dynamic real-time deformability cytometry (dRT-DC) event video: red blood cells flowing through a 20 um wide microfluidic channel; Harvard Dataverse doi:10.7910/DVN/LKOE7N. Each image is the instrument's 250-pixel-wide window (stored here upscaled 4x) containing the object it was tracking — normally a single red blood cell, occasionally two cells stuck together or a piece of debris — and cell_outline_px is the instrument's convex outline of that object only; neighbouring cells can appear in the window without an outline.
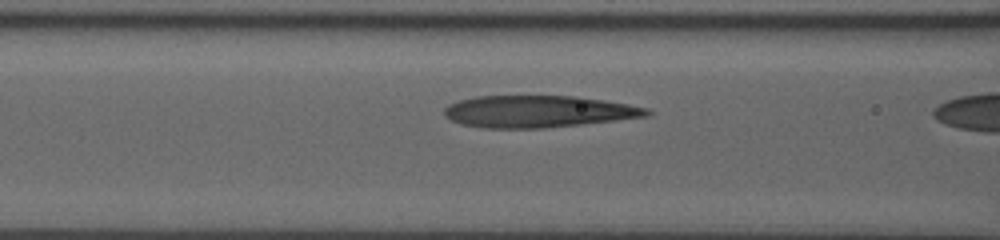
{"species": "human", "species_latin": "Homo sapiens", "temperature_condition": "room temperature", "stored_images_in_passage": 14, "camera_frame_rate_fps": 3000, "um_per_image_px": 0.085, "donor": {"sex": "male"}, "frame": {"image": 1, "passage_image": 13, "time_ms": 4.0, "image_size_px": [1000, 240], "cell_outline_px": [[652, 112], [648, 116], [616, 120], [544, 128], [484, 128], [460, 124], [444, 116], [444, 108], [448, 104], [460, 100], [476, 96], [576, 96], [604, 100], [628, 104], [648, 108]], "centroid_in_image_um": [45.73, 9.47], "position_along_channel_um": 120.9, "area_um2": 37.69}}